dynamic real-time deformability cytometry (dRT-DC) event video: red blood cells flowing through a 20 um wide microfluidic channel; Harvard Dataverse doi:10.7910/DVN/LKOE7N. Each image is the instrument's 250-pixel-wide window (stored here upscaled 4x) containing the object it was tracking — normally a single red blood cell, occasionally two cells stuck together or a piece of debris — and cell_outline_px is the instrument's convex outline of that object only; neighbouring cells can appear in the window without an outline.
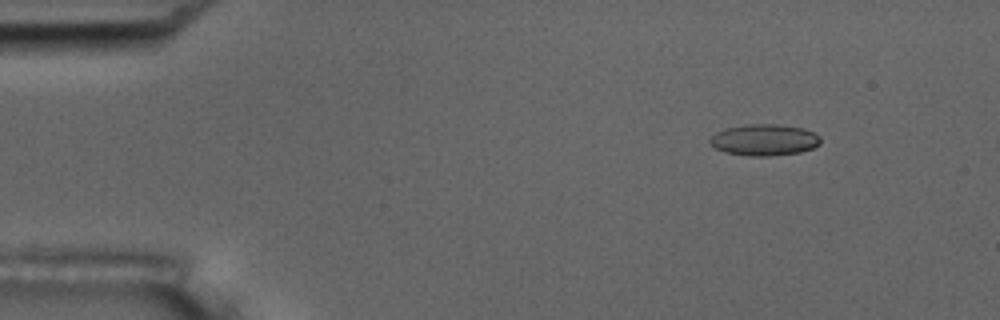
{"species": "common noctule bat (a hibernating species)", "species_latin": "Nyctalus noctula", "temperature_condition": "room temperature", "stored_images_in_passage": 4, "camera_frame_rate_fps": 3000, "um_per_image_px": 0.085, "animal": {"sex": "male", "body_mass_g": 17.5, "forearm_length_mm": 52.3}, "frame": {"image": 1, "passage_image": 2, "time_ms": 0.333, "image_size_px": [1000, 320], "cell_outline_px": [[820, 144], [812, 148], [800, 152], [772, 156], [748, 156], [724, 152], [716, 148], [708, 140], [716, 132], [728, 128], [748, 124], [776, 124], [804, 128], [820, 136]], "centroid_in_image_um": [64.98, 11.9], "position_along_channel_um": 20.0, "area_um2": 20.17}}